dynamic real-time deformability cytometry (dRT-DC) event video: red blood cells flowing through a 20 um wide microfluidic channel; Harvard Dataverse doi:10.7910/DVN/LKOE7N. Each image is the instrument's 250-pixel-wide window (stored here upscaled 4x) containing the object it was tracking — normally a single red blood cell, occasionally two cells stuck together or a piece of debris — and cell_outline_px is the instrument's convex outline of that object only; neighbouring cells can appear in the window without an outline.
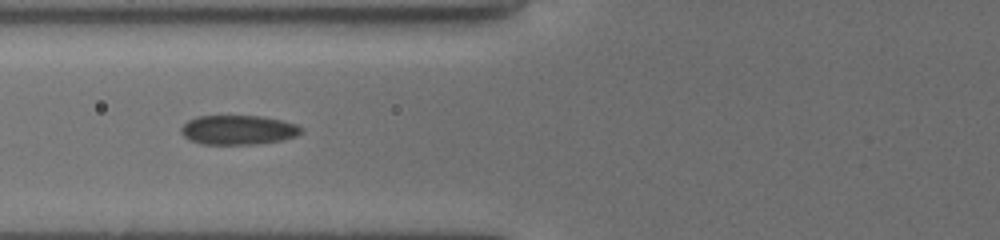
{"species": "common noctule bat (a hibernating species)", "species_latin": "Nyctalus noctula", "temperature_condition": "cold", "stored_images_in_passage": 22, "camera_frame_rate_fps": 3000, "um_per_image_px": 0.085, "animal": {"sex": "female", "body_mass_g": 19.5, "forearm_length_mm": 54.1}, "frame": {"image": 1, "passage_image": 7, "time_ms": 2.0, "image_size_px": [1000, 240], "cell_outline_px": [[304, 132], [296, 136], [280, 140], [256, 144], [200, 144], [188, 140], [180, 132], [180, 128], [188, 120], [196, 116], [260, 116], [280, 120], [296, 124], [304, 128]], "centroid_in_image_um": [20.23, 11.04], "position_along_channel_um": 105.6, "area_um2": 20.69}}
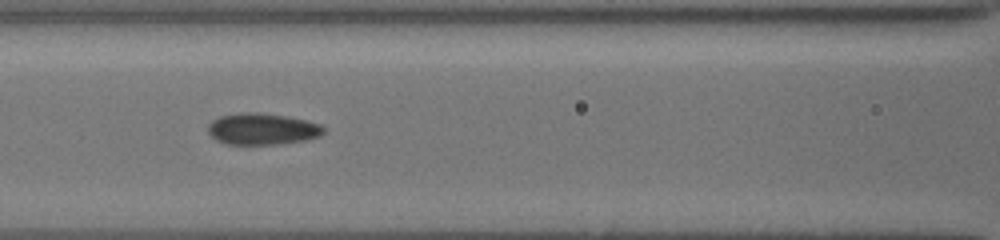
{"frame": {"image": 2, "passage_image": 10, "time_ms": 3.0, "image_size_px": [1000, 240], "cell_outline_px": [[324, 132], [320, 136], [308, 140], [280, 144], [224, 144], [216, 140], [208, 132], [208, 124], [212, 120], [220, 116], [244, 112], [252, 112], [284, 116], [304, 120], [320, 124], [324, 128]], "centroid_in_image_um": [22.28, 10.98], "position_along_channel_um": 144.3, "area_um2": 21.15}}